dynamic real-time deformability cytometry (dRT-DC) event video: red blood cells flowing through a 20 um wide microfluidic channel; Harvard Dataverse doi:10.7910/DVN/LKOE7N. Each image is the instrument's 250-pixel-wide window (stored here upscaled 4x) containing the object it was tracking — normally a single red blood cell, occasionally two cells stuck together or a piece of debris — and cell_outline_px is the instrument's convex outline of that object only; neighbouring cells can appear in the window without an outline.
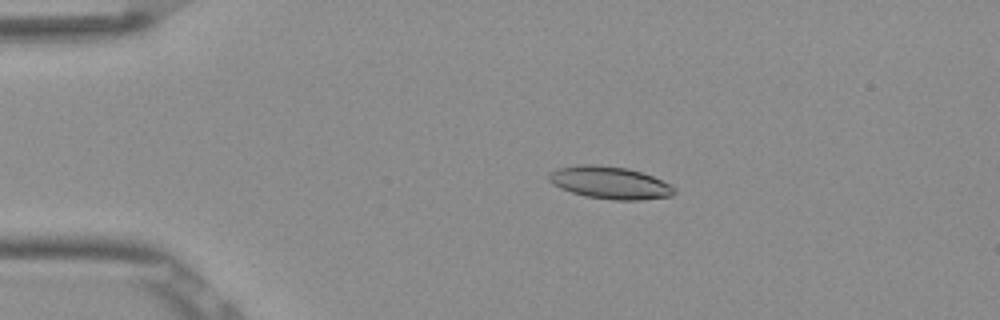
{"species": "Egyptian fruit bat (a non-hibernating species)", "species_latin": "Rousettus aegyptiacus", "temperature_condition": "room temperature", "stored_images_in_passage": 53, "camera_frame_rate_fps": 3000, "um_per_image_px": 0.085, "frame": {"image": 1, "passage_image": 11, "time_ms": 3.333, "image_size_px": [1000, 320], "cell_outline_px": [[676, 192], [672, 196], [640, 200], [612, 200], [584, 196], [560, 188], [552, 184], [548, 180], [548, 172], [556, 168], [580, 164], [596, 164], [628, 168], [652, 176], [672, 184], [676, 188]], "centroid_in_image_um": [51.83, 15.52], "position_along_channel_um": 33.2, "area_um2": 24.04}}
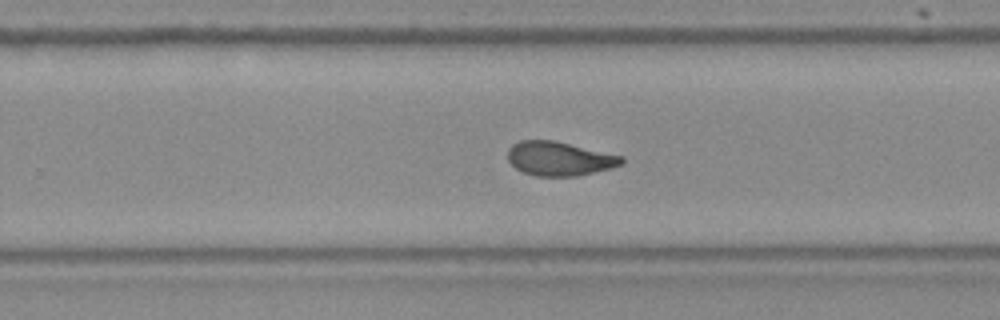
{"frame": {"image": 2, "passage_image": 34, "time_ms": 11.0, "image_size_px": [1000, 320], "cell_outline_px": [[624, 164], [612, 168], [576, 176], [536, 176], [524, 172], [516, 168], [508, 160], [508, 148], [512, 144], [520, 140], [552, 140], [624, 156]], "centroid_in_image_um": [47.56, 13.48], "position_along_channel_um": 282.2, "area_um2": 22.6}}
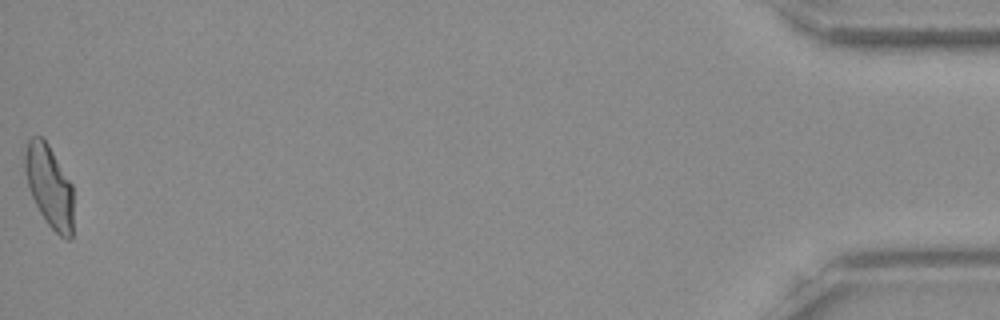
{"frame": {"image": 3, "passage_image": 53, "time_ms": 17.333, "image_size_px": [1000, 320], "cell_outline_px": [[72, 236], [68, 240], [60, 236], [48, 224], [40, 212], [28, 188], [24, 172], [24, 156], [28, 140], [32, 136], [40, 136], [48, 144], [72, 184]], "centroid_in_image_um": [4.17, 15.82], "position_along_channel_um": 431.0, "area_um2": 23.06}, "authors_computed_cell_mechanics": {"area_um2": 23.0622, "velocity_mm_per_s": 3.8682, "shape_relaxation_time_tau1_ms": null, "shape_relaxation_time_tau2_ms": 2.5843, "deformation_change_tau1": null, "deformation_change_tau2": 0.095}}